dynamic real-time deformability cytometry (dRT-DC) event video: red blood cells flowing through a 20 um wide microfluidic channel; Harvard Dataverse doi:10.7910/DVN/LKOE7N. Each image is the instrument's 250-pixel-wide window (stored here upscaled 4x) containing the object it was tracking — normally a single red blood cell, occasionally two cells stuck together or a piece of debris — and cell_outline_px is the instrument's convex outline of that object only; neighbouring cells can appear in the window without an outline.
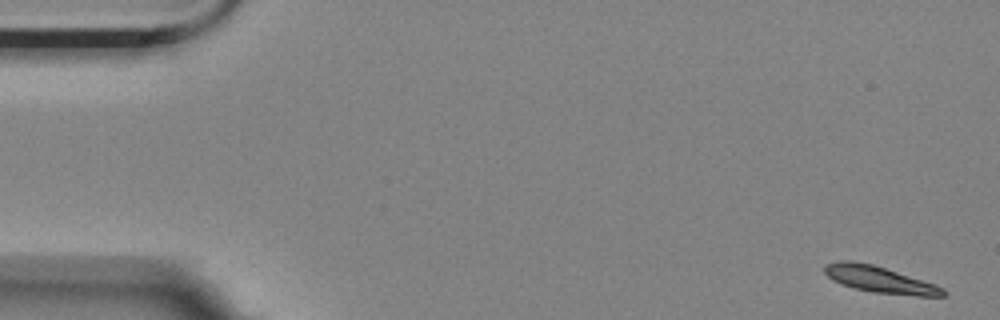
{"species": "Egyptian fruit bat (a non-hibernating species)", "species_latin": "Rousettus aegyptiacus", "temperature_condition": "room temperature", "stored_images_in_passage": 6, "segment_of_instrument_passage": [1, 2], "camera_frame_rate_fps": 3000, "um_per_image_px": 0.085, "animal": {"sex": "female"}, "frame": {"image": 1, "passage_image": 1, "time_ms": 0.0, "image_size_px": [1000, 320], "cell_outline_px": [[948, 292], [944, 296], [916, 296], [872, 292], [840, 284], [832, 280], [824, 272], [824, 264], [840, 260], [852, 260], [872, 264], [936, 284], [944, 288]], "centroid_in_image_um": [74.78, 23.76], "position_along_channel_um": 10.2, "area_um2": 18.38}}
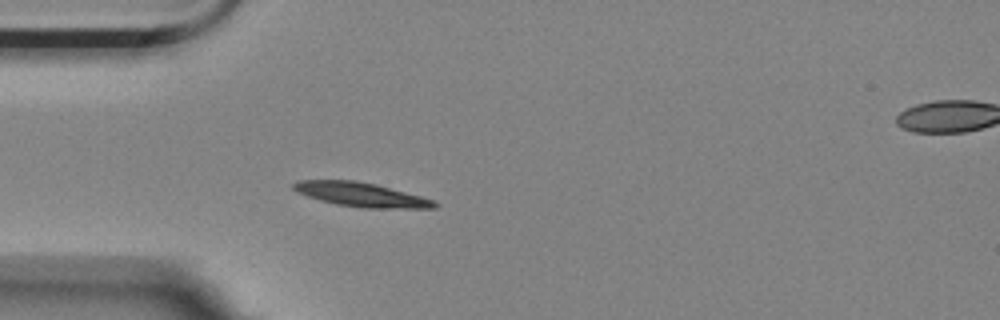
{"frame": {"image": 2, "passage_image": 5, "time_ms": 1.333, "image_size_px": [1000, 320], "cell_outline_px": [[440, 204], [436, 208], [364, 208], [336, 204], [320, 200], [308, 196], [292, 188], [292, 184], [300, 180], [356, 180], [376, 184], [420, 196], [432, 200]], "centroid_in_image_um": [30.71, 16.54], "position_along_channel_um": 54.3, "area_um2": 19.65}}